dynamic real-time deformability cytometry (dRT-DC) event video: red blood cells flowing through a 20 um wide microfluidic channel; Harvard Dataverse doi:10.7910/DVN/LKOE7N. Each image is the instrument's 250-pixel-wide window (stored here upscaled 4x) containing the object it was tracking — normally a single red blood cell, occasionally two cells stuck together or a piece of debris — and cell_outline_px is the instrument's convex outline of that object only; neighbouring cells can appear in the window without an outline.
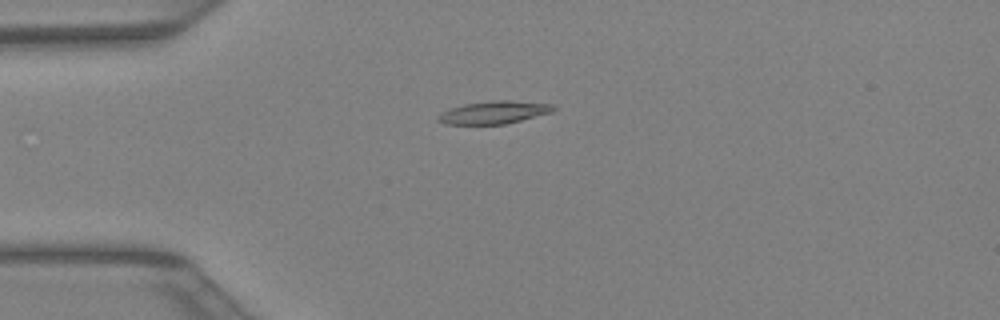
{"species": "Egyptian fruit bat (a non-hibernating species)", "species_latin": "Rousettus aegyptiacus", "temperature_condition": "warm", "stored_images_in_passage": 28, "camera_frame_rate_fps": 3000, "um_per_image_px": 0.085, "animal": {"sex": "female"}, "frame": {"image": 1, "passage_image": 1, "time_ms": 0.0, "image_size_px": [1000, 320], "cell_outline_px": [[556, 108], [552, 112], [504, 124], [448, 124], [436, 120], [436, 116], [452, 108], [464, 104], [492, 100], [512, 100], [552, 104]], "centroid_in_image_um": [42.0, 9.54], "position_along_channel_um": 43.0, "area_um2": 15.09}}
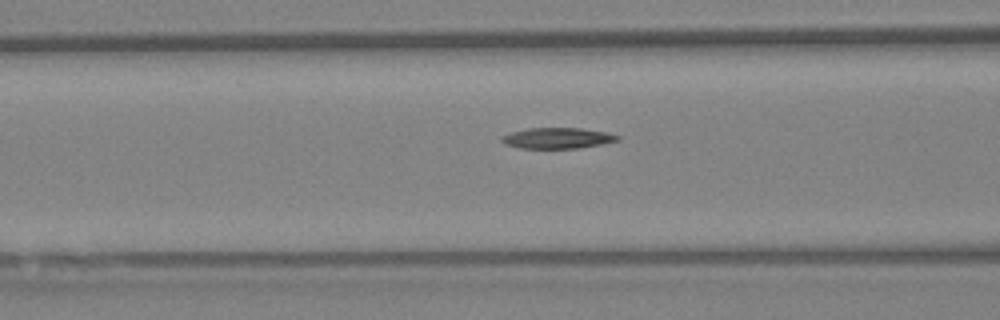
{"frame": {"image": 2, "passage_image": 7, "time_ms": 2.0, "image_size_px": [1000, 320], "cell_outline_px": [[620, 140], [580, 148], [520, 148], [504, 144], [500, 140], [500, 136], [512, 132], [528, 128], [580, 128], [608, 132], [620, 136]], "centroid_in_image_um": [47.37, 11.74], "position_along_channel_um": 119.2, "area_um2": 14.1}}
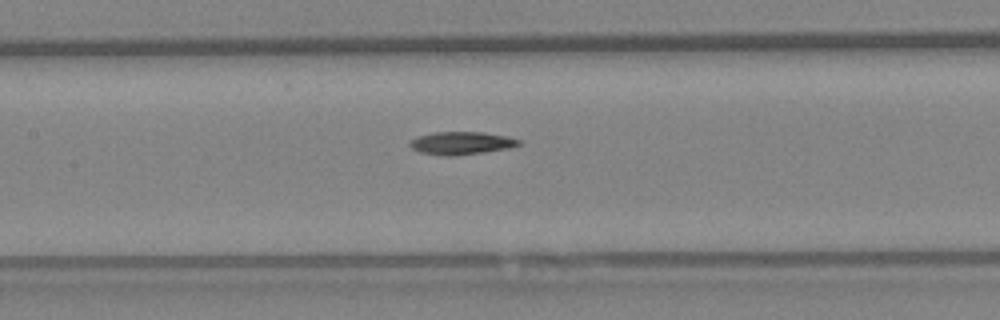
{"frame": {"image": 3, "passage_image": 10, "time_ms": 3.0, "image_size_px": [1000, 320], "cell_outline_px": [[520, 144], [508, 148], [484, 152], [456, 156], [440, 156], [420, 152], [412, 148], [408, 144], [408, 140], [432, 132], [484, 132], [508, 136], [520, 140]], "centroid_in_image_um": [39.18, 12.16], "position_along_channel_um": 168.2, "area_um2": 14.62}}